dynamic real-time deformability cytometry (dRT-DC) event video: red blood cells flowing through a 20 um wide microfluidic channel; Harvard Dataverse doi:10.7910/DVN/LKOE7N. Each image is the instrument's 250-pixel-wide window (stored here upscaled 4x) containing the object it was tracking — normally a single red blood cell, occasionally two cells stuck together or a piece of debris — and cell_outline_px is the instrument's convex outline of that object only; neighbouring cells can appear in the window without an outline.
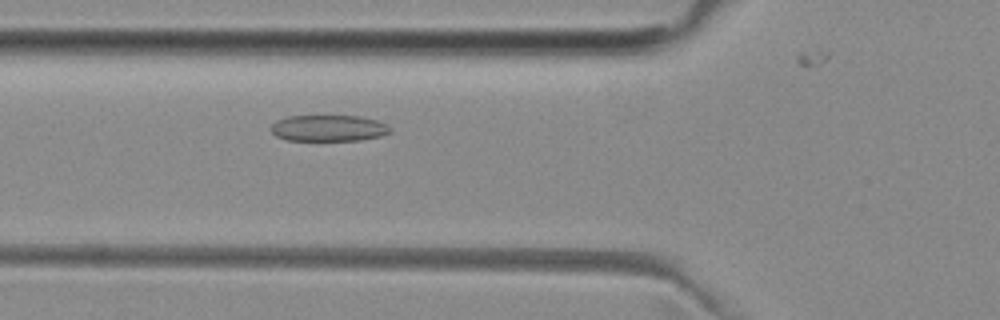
{"species": "common noctule bat (a hibernating species)", "species_latin": "Nyctalus noctula", "temperature_condition": "room temperature", "stored_images_in_passage": 40, "camera_frame_rate_fps": 3000, "um_per_image_px": 0.085, "animal": {"sex": "female", "body_mass_g": 29.2, "forearm_length_mm": 56.3}, "frame": {"image": 1, "passage_image": 16, "time_ms": 5.0, "image_size_px": [1000, 320], "cell_outline_px": [[392, 132], [380, 136], [360, 140], [284, 140], [276, 136], [272, 132], [272, 124], [276, 120], [288, 116], [360, 116], [376, 120], [388, 124], [392, 128]], "centroid_in_image_um": [27.96, 10.89], "position_along_channel_um": 97.8, "area_um2": 18.32}}
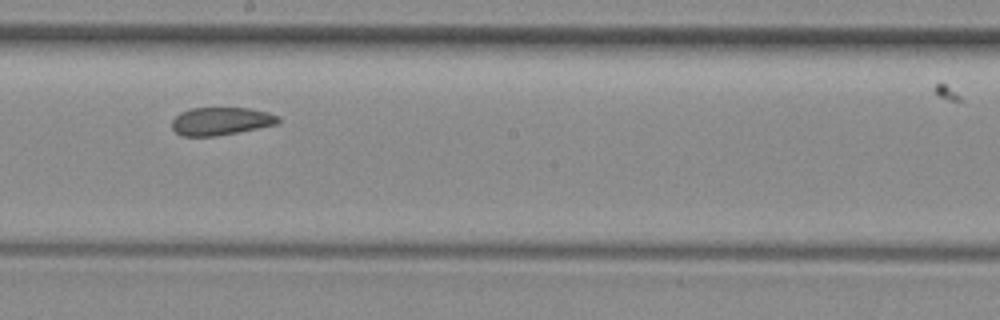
{"frame": {"image": 2, "passage_image": 26, "time_ms": 8.333, "image_size_px": [1000, 320], "cell_outline_px": [[280, 124], [236, 132], [212, 136], [180, 136], [172, 128], [172, 120], [180, 112], [192, 108], [248, 108], [268, 112], [276, 116], [280, 120]], "centroid_in_image_um": [18.76, 10.3], "position_along_channel_um": 229.4, "area_um2": 17.17}}
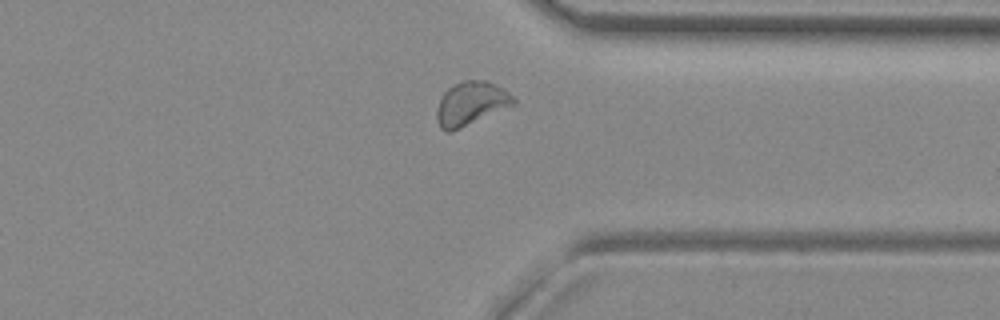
{"frame": {"image": 3, "passage_image": 37, "time_ms": 12.0, "image_size_px": [1000, 320], "cell_outline_px": [[516, 104], [448, 132], [440, 128], [436, 120], [436, 112], [440, 96], [448, 88], [464, 80], [488, 80], [504, 88], [516, 100]], "centroid_in_image_um": [40.02, 8.77], "position_along_channel_um": 371.4, "area_um2": 19.31}}